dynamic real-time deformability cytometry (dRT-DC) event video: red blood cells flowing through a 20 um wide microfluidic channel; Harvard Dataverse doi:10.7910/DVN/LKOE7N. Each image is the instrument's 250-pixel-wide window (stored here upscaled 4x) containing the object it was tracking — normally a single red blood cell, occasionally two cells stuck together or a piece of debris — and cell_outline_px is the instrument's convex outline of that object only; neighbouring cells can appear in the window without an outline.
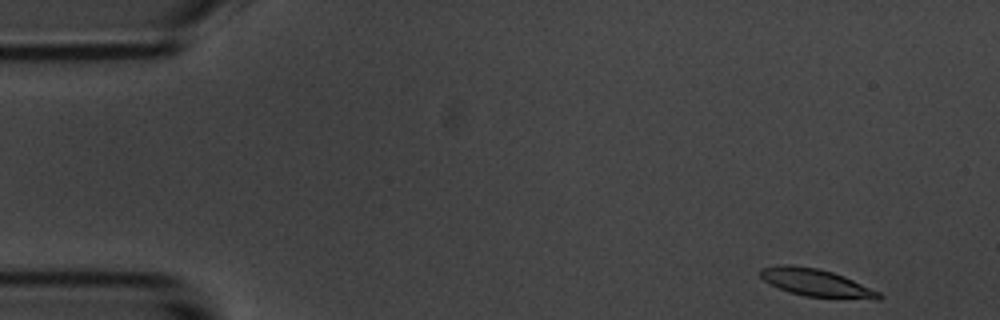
{"species": "common noctule bat (a hibernating species)", "species_latin": "Nyctalus noctula", "temperature_condition": "room temperature", "stored_images_in_passage": 51, "camera_frame_rate_fps": 3000, "um_per_image_px": 0.085, "animal": {"sex": "male", "body_mass_g": 20.1, "forearm_length_mm": 53.5}, "frame": {"image": 1, "passage_image": 1, "time_ms": 0.0, "image_size_px": [1000, 320], "cell_outline_px": [[884, 296], [880, 300], [872, 300], [804, 296], [788, 292], [764, 280], [760, 276], [760, 268], [784, 264], [792, 264], [816, 268], [832, 272], [844, 276], [880, 292]], "centroid_in_image_um": [69.42, 24.04], "position_along_channel_um": 15.6, "area_um2": 19.13}}
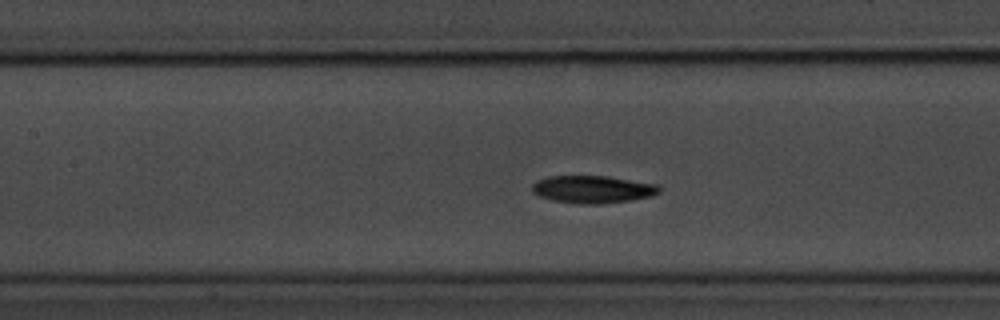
{"frame": {"image": 2, "passage_image": 21, "time_ms": 6.667, "image_size_px": [1000, 320], "cell_outline_px": [[660, 192], [652, 196], [628, 200], [600, 204], [576, 204], [552, 200], [540, 196], [532, 192], [532, 184], [536, 180], [548, 176], [608, 176], [656, 184], [660, 188]], "centroid_in_image_um": [50.34, 16.09], "position_along_channel_um": 157.1, "area_um2": 20.4}}
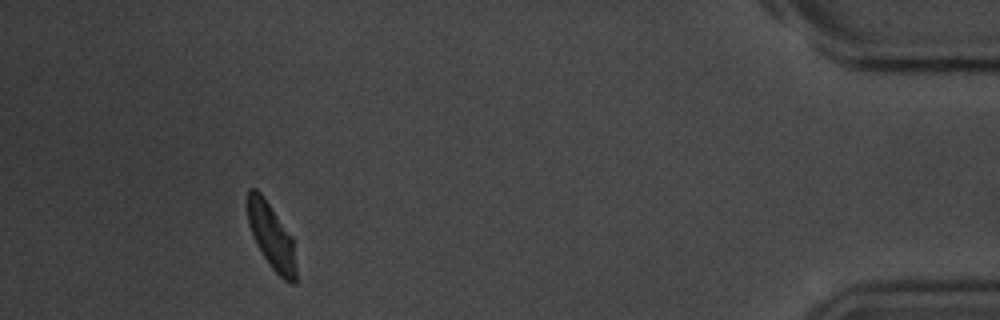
{"frame": {"image": 3, "passage_image": 47, "time_ms": 15.333, "image_size_px": [1000, 320], "cell_outline_px": [[296, 284], [292, 284], [284, 280], [268, 264], [256, 244], [248, 224], [248, 188], [256, 188], [260, 192], [292, 236], [296, 264]], "centroid_in_image_um": [23.08, 20.11], "position_along_channel_um": 412.1, "area_um2": 18.44}, "authors_computed_cell_mechanics": {"area_um2": 19.5364, "velocity_mm_per_s": 3.6562, "shape_relaxation_time_tau1_ms": 2.9579, "shape_relaxation_time_tau2_ms": 3.4312, "deformation_change_tau1": 0.1369, "deformation_change_tau2": 0.079}}